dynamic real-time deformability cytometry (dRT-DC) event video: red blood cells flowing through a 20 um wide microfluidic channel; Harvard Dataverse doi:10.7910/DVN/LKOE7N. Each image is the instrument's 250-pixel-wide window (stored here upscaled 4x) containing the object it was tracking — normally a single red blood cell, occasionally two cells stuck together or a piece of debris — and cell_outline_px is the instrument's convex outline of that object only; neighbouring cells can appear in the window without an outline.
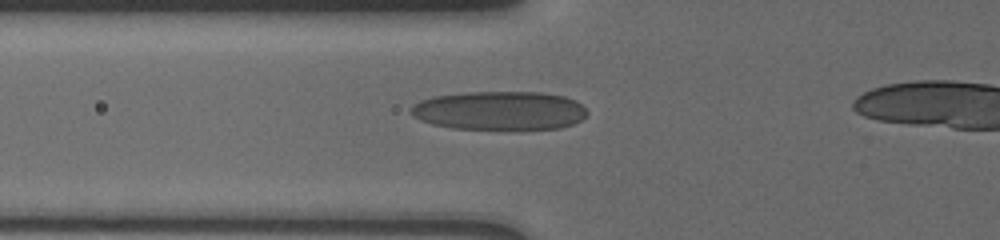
{"species": "human", "species_latin": "Homo sapiens", "temperature_condition": "cold", "stored_images_in_passage": 2, "camera_frame_rate_fps": 3000, "um_per_image_px": 0.085, "donor": {"sex": "male"}, "frame": {"image": 1, "passage_image": 2, "time_ms": 0.667, "image_size_px": [1000, 240], "cell_outline_px": [[588, 112], [580, 120], [572, 124], [560, 128], [508, 132], [452, 128], [432, 124], [420, 120], [412, 116], [408, 112], [420, 100], [436, 96], [464, 92], [544, 92], [564, 96], [576, 100]], "centroid_in_image_um": [42.47, 9.44], "position_along_channel_um": 83.3, "area_um2": 41.04}}